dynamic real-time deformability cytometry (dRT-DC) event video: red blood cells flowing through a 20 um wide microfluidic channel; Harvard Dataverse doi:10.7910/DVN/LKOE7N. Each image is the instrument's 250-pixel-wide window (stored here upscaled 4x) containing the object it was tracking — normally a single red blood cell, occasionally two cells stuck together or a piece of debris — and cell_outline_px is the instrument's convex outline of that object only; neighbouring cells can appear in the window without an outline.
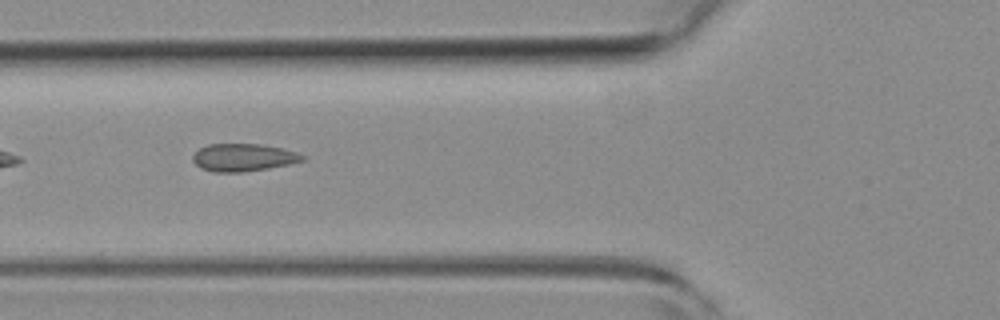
{"species": "common noctule bat (a hibernating species)", "species_latin": "Nyctalus noctula", "temperature_condition": "room temperature", "stored_images_in_passage": 4, "camera_frame_rate_fps": 3000, "um_per_image_px": 0.085, "animal": {"sex": "female", "body_mass_g": 19.3, "forearm_length_mm": 54.1}, "frame": {"image": 1, "passage_image": 2, "time_ms": 0.333, "image_size_px": [1000, 320], "cell_outline_px": [[308, 160], [268, 168], [240, 172], [212, 172], [200, 168], [192, 160], [192, 156], [200, 148], [208, 144], [260, 144], [280, 148], [296, 152], [308, 156]], "centroid_in_image_um": [20.7, 13.39], "position_along_channel_um": 105.1, "area_um2": 17.69}}
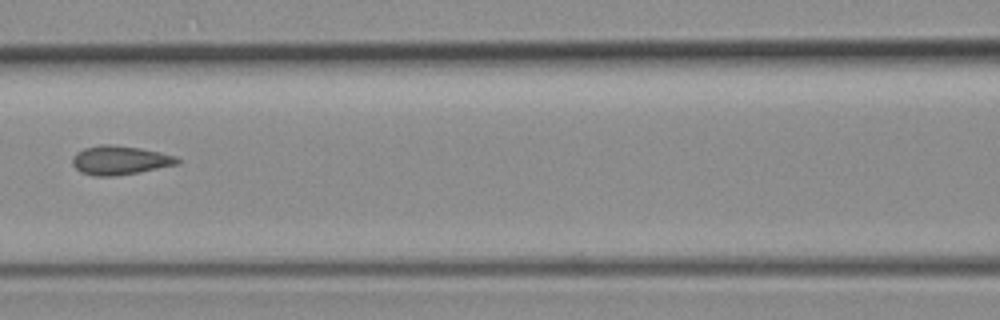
{"frame": {"image": 2, "passage_image": 3, "time_ms": 0.667, "image_size_px": [1000, 320], "cell_outline_px": [[180, 164], [140, 172], [116, 176], [92, 176], [80, 172], [72, 164], [72, 156], [76, 152], [84, 148], [100, 144], [112, 144], [140, 148], [160, 152], [176, 156], [180, 160]], "centroid_in_image_um": [10.18, 13.62], "position_along_channel_um": 156.4, "area_um2": 17.98}}
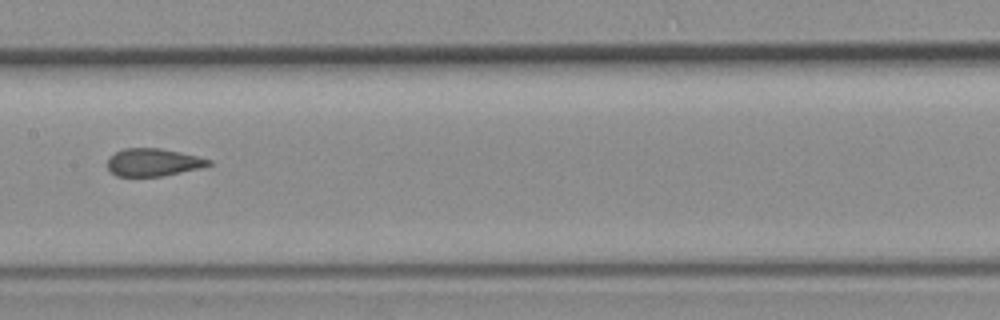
{"frame": {"image": 3, "passage_image": 4, "time_ms": 1.0, "image_size_px": [1000, 320], "cell_outline_px": [[212, 164], [200, 168], [160, 176], [116, 176], [108, 168], [108, 160], [116, 152], [124, 148], [160, 148], [180, 152], [212, 160]], "centroid_in_image_um": [13.03, 13.79], "position_along_channel_um": 194.4, "area_um2": 16.07}}